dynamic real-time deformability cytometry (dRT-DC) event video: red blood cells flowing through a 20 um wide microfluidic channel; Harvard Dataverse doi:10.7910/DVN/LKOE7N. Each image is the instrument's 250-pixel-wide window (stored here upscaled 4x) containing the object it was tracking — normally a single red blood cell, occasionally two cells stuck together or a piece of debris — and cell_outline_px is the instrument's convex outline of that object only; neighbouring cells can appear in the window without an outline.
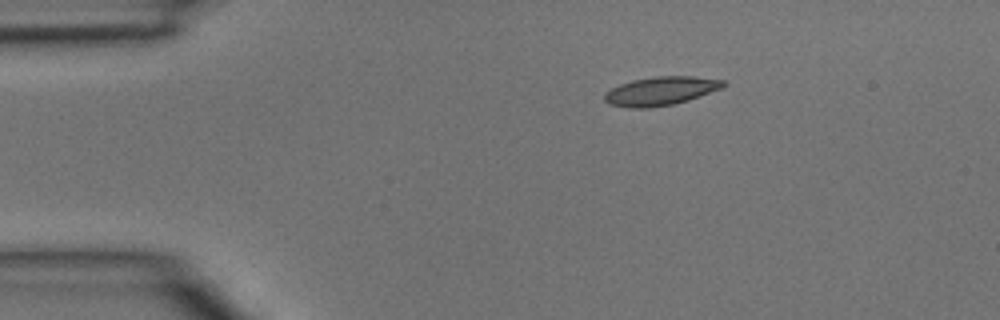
{"species": "common noctule bat (a hibernating species)", "species_latin": "Nyctalus noctula", "temperature_condition": "room temperature", "stored_images_in_passage": 2, "camera_frame_rate_fps": 3000, "um_per_image_px": 0.085, "animal": {"sex": "male", "body_mass_g": 15.6}, "frame": {"image": 1, "passage_image": 1, "time_ms": 0.0, "image_size_px": [1000, 320], "cell_outline_px": [[728, 84], [720, 88], [688, 100], [672, 104], [648, 108], [632, 108], [612, 104], [604, 100], [604, 92], [620, 84], [632, 80], [656, 76], [692, 76], [724, 80]], "centroid_in_image_um": [56.15, 7.72], "position_along_channel_um": 28.8, "area_um2": 19.59}}